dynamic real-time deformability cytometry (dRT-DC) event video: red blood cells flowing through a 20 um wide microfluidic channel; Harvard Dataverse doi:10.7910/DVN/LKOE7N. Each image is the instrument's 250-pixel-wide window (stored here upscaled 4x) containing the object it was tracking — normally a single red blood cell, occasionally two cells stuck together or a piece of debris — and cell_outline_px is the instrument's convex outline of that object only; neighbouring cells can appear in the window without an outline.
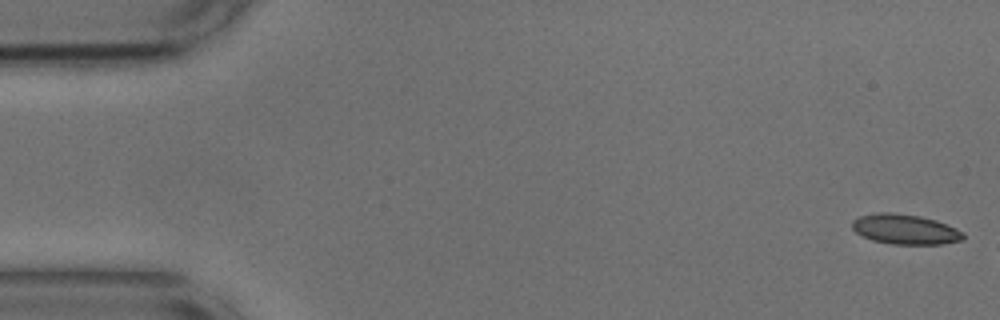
{"species": "common noctule bat (a hibernating species)", "species_latin": "Nyctalus noctula", "temperature_condition": "cold", "stored_images_in_passage": 8, "camera_frame_rate_fps": 3000, "um_per_image_px": 0.085, "animal": {"sex": "male", "body_mass_g": 17.9, "forearm_length_mm": 54.2}, "frame": {"image": 1, "passage_image": 1, "time_ms": 0.0, "image_size_px": [1000, 320], "cell_outline_px": [[964, 240], [940, 244], [892, 244], [872, 240], [856, 232], [852, 228], [852, 220], [860, 216], [876, 212], [892, 212], [920, 216], [936, 220], [956, 228], [964, 232]], "centroid_in_image_um": [76.94, 19.48], "position_along_channel_um": 8.1, "area_um2": 19.48}}